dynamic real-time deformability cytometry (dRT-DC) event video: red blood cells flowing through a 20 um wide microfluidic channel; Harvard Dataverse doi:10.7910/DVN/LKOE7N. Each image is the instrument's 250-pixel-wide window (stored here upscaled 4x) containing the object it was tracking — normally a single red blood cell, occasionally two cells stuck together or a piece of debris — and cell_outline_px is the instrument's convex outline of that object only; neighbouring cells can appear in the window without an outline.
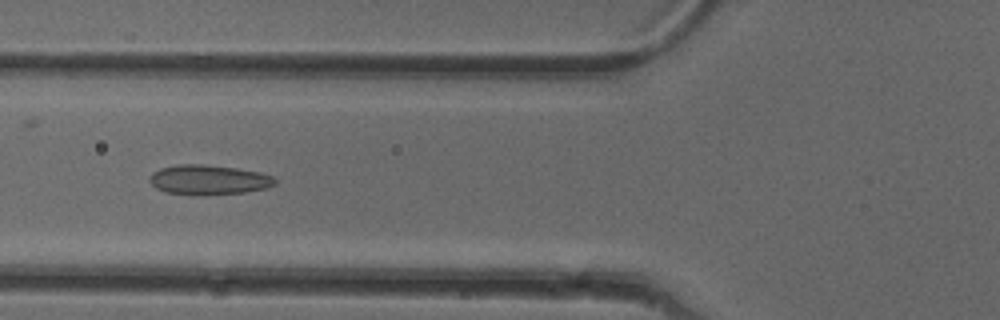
{"species": "common noctule bat (a hibernating species)", "species_latin": "Nyctalus noctula", "temperature_condition": "cold", "stored_images_in_passage": 41, "camera_frame_rate_fps": 3000, "um_per_image_px": 0.085, "animal": {"sex": "female"}, "frame": {"image": 1, "passage_image": 8, "time_ms": 2.333, "image_size_px": [1000, 320], "cell_outline_px": [[276, 184], [268, 188], [244, 192], [196, 196], [192, 196], [164, 192], [156, 188], [148, 180], [148, 176], [152, 172], [160, 168], [180, 164], [204, 164], [236, 168], [260, 172], [272, 176], [276, 180]], "centroid_in_image_um": [17.7, 15.29], "position_along_channel_um": 108.1, "area_um2": 22.14}}
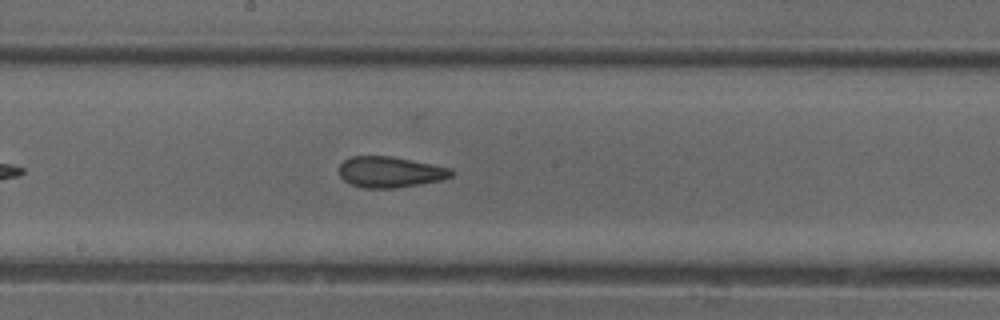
{"frame": {"image": 2, "passage_image": 16, "time_ms": 5.0, "image_size_px": [1000, 320], "cell_outline_px": [[452, 176], [440, 180], [420, 184], [396, 188], [364, 188], [352, 184], [344, 180], [340, 176], [340, 164], [344, 160], [352, 156], [392, 156], [452, 168]], "centroid_in_image_um": [33.16, 14.62], "position_along_channel_um": 215.0, "area_um2": 20.11}}
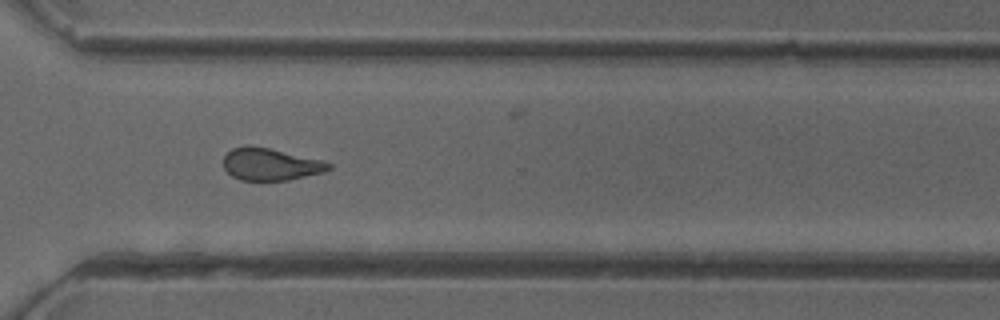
{"frame": {"image": 3, "passage_image": 26, "time_ms": 8.333, "image_size_px": [1000, 320], "cell_outline_px": [[332, 168], [324, 172], [288, 180], [240, 180], [232, 176], [224, 168], [224, 156], [232, 148], [248, 144], [268, 148], [320, 160], [332, 164]], "centroid_in_image_um": [22.97, 13.96], "position_along_channel_um": 347.6, "area_um2": 19.59}, "authors_computed_cell_mechanics": {"area_um2": 20.3456, "velocity_mm_per_s": 3.9922, "shape_relaxation_time_tau1_ms": null, "shape_relaxation_time_tau2_ms": 2.3299, "deformation_change_tau1": null, "deformation_change_tau2": 0.0975}}